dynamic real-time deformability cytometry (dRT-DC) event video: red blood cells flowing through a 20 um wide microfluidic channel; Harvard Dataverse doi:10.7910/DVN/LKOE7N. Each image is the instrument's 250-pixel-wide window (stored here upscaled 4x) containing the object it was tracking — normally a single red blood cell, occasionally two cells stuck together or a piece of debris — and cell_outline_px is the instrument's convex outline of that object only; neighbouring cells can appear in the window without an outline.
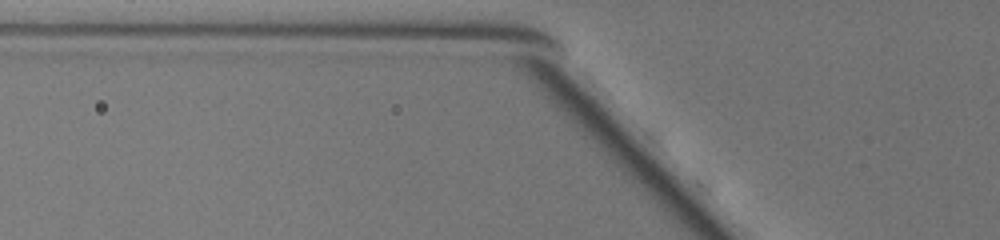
{"species": "common noctule bat (a hibernating species)", "species_latin": "Nyctalus noctula", "temperature_condition": "warm", "stored_images_in_passage": 2, "camera_frame_rate_fps": 3000, "um_per_image_px": 0.085, "animal": {"sex": "female", "body_mass_g": 19.5, "forearm_length_mm": 54.1}, "frame": {"image": 1, "passage_image": 2, "time_ms": 0.333, "image_size_px": [1000, 240], "cell_outline_px": [[752, 120], [736, 120], [712, 92], [712, 72], [716, 68], [732, 60], [740, 76]], "centroid_in_image_um": [62.11, 7.73], "position_along_channel_um": 63.7, "area_um2": 10.4}}